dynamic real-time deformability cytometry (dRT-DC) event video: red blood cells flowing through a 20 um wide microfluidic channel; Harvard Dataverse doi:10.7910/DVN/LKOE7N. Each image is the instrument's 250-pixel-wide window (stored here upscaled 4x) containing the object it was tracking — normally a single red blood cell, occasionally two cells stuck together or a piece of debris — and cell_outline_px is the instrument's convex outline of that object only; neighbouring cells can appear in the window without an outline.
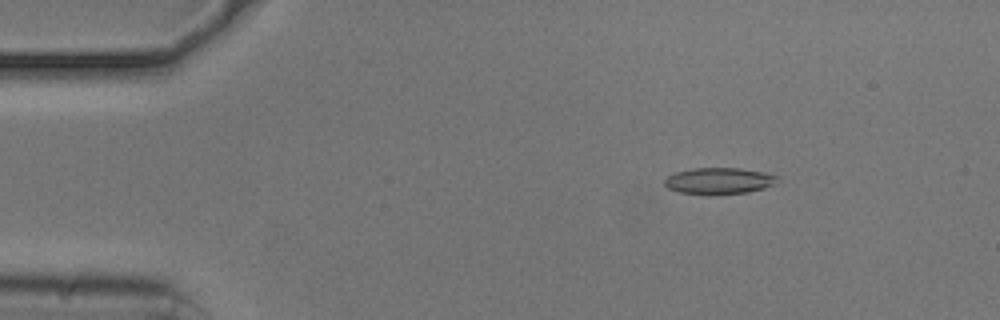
{"species": "common noctule bat (a hibernating species)", "species_latin": "Nyctalus noctula", "temperature_condition": "cold", "stored_images_in_passage": 55, "camera_frame_rate_fps": 3000, "um_per_image_px": 0.085, "animal": {"sex": "male", "body_mass_g": 20.5, "forearm_length_mm": 52.5}, "frame": {"image": 1, "passage_image": 8, "time_ms": 2.333, "image_size_px": [1000, 320], "cell_outline_px": [[776, 176], [772, 184], [764, 188], [748, 192], [708, 196], [680, 192], [668, 188], [664, 184], [664, 180], [668, 176], [676, 172], [692, 168], [740, 168], [760, 172]], "centroid_in_image_um": [61.02, 15.39], "position_along_channel_um": 24.0, "area_um2": 17.28}}
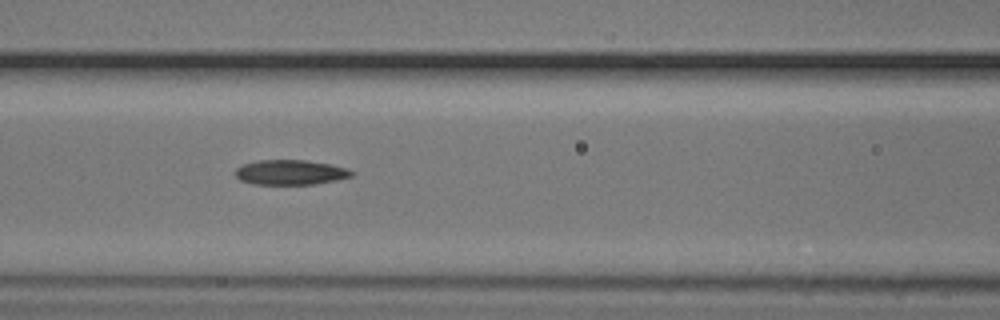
{"frame": {"image": 2, "passage_image": 23, "time_ms": 7.333, "image_size_px": [1000, 320], "cell_outline_px": [[356, 172], [352, 176], [336, 180], [312, 184], [252, 184], [240, 180], [236, 176], [236, 168], [244, 164], [256, 160], [308, 160], [332, 164], [348, 168]], "centroid_in_image_um": [24.72, 14.64], "position_along_channel_um": 141.9, "area_um2": 16.99}}
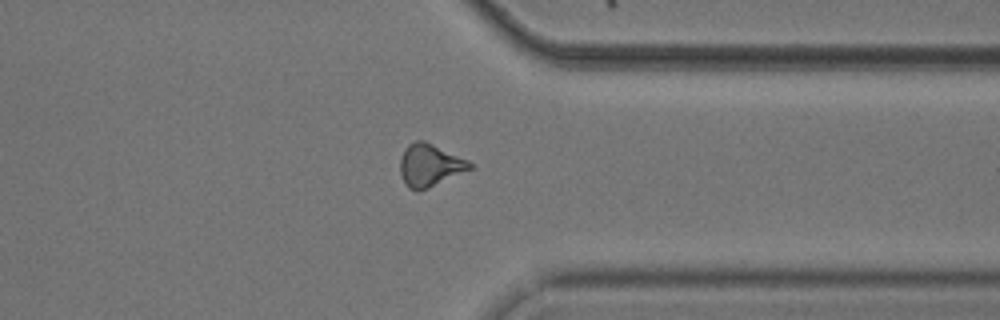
{"frame": {"image": 3, "passage_image": 42, "time_ms": 13.667, "image_size_px": [1000, 320], "cell_outline_px": [[476, 168], [428, 188], [416, 192], [408, 188], [400, 172], [400, 156], [404, 148], [408, 144], [416, 140], [424, 140], [468, 160]], "centroid_in_image_um": [36.55, 14.05], "position_along_channel_um": 374.9, "area_um2": 17.51}, "authors_computed_cell_mechanics": {"area_um2": 17.2822, "velocity_mm_per_s": 3.734, "shape_relaxation_time_tau1_ms": null, "shape_relaxation_time_tau2_ms": 4.87, "deformation_change_tau1": null, "deformation_change_tau2": 0.1405}}